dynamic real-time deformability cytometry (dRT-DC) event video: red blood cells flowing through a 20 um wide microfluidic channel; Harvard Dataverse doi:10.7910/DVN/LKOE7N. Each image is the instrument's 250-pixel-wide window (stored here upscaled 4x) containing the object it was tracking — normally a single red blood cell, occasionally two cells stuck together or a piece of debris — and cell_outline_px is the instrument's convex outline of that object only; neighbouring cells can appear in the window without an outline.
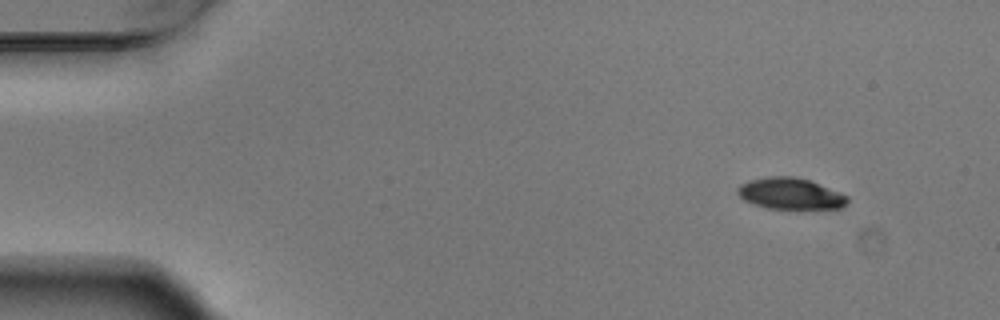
{"species": "Egyptian fruit bat (a non-hibernating species)", "species_latin": "Rousettus aegyptiacus", "temperature_condition": "warm", "stored_images_in_passage": 3, "camera_frame_rate_fps": 3000, "um_per_image_px": 0.085, "animal": {"sex": "male"}, "frame": {"image": 1, "passage_image": 1, "time_ms": 0.0, "image_size_px": [1000, 320], "cell_outline_px": [[848, 200], [840, 208], [768, 208], [744, 200], [736, 192], [736, 188], [740, 184], [752, 180], [768, 176], [792, 176], [808, 180], [848, 196]], "centroid_in_image_um": [67.13, 16.45], "position_along_channel_um": 17.9, "area_um2": 19.54}}